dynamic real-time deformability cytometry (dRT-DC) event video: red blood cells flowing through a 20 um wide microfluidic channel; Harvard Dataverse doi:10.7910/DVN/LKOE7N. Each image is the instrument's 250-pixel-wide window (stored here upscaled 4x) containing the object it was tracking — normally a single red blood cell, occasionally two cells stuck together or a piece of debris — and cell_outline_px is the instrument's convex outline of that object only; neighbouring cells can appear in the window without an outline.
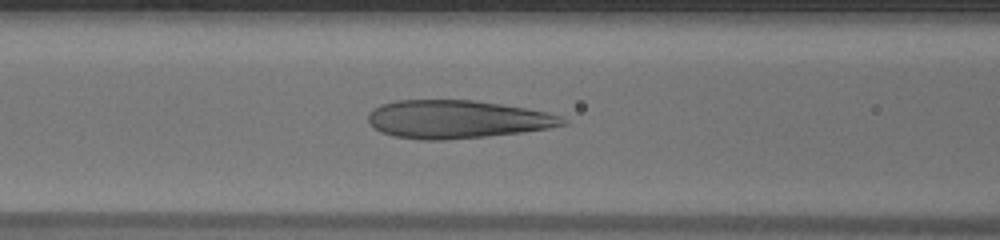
{"species": "human", "species_latin": "Homo sapiens", "temperature_condition": "warm", "stored_images_in_passage": 39, "camera_frame_rate_fps": 3000, "um_per_image_px": 0.085, "donor": {"sex": "male"}, "frame": {"image": 1, "passage_image": 15, "time_ms": 4.667, "image_size_px": [1000, 240], "cell_outline_px": [[568, 124], [548, 128], [520, 132], [484, 136], [444, 140], [424, 140], [392, 136], [380, 132], [368, 120], [368, 116], [380, 104], [396, 100], [476, 100], [548, 112], [560, 116], [568, 120]], "centroid_in_image_um": [38.86, 10.14], "position_along_channel_um": 127.7, "area_um2": 42.95}}
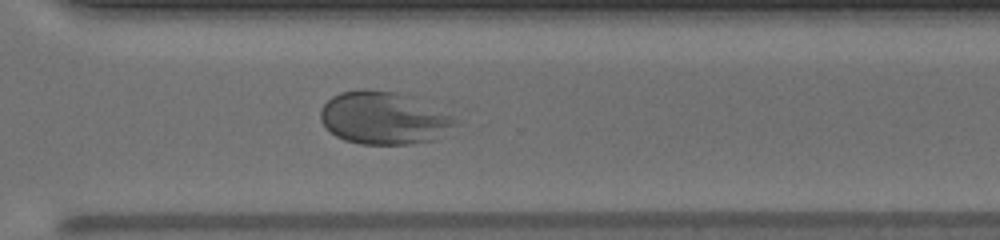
{"frame": {"image": 2, "passage_image": 30, "time_ms": 9.667, "image_size_px": [1000, 240], "cell_outline_px": [[464, 124], [432, 140], [408, 144], [360, 144], [344, 140], [336, 136], [320, 120], [320, 108], [332, 96], [340, 92], [360, 88], [364, 88], [396, 92], [452, 116]], "centroid_in_image_um": [32.6, 10.04], "position_along_channel_um": 338.0, "area_um2": 41.15}}
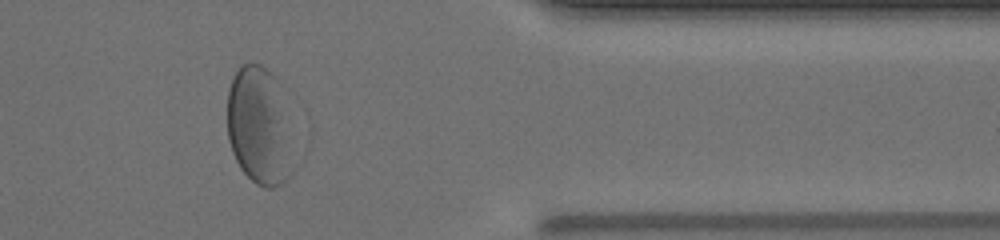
{"frame": {"image": 3, "passage_image": 35, "time_ms": 11.333, "image_size_px": [1000, 240], "cell_outline_px": [[292, 172], [280, 184], [272, 188], [264, 188], [256, 184], [240, 168], [232, 152], [228, 140], [228, 88], [240, 64], [248, 60], [260, 64], [272, 72], [280, 84]], "centroid_in_image_um": [21.96, 10.66], "position_along_channel_um": 389.4, "area_um2": 44.56}}